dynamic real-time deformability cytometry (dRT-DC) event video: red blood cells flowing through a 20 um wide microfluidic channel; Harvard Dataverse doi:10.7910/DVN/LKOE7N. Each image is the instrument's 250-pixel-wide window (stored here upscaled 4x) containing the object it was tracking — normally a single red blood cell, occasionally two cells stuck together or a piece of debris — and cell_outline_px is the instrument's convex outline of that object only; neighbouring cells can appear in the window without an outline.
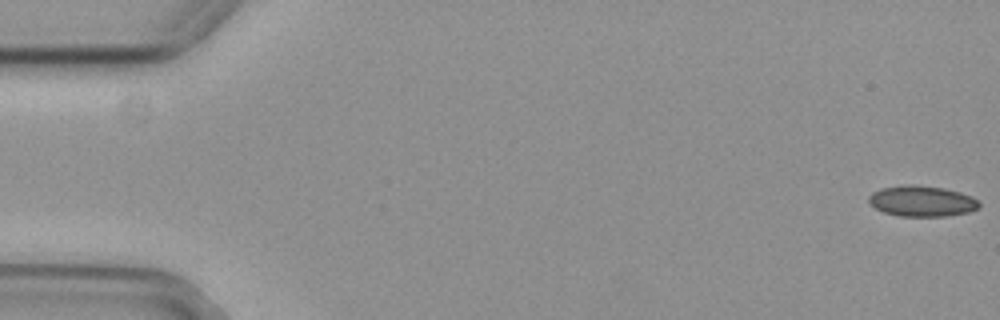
{"species": "common noctule bat (a hibernating species)", "species_latin": "Nyctalus noctula", "temperature_condition": "cold", "stored_images_in_passage": 37, "camera_frame_rate_fps": 3000, "um_per_image_px": 0.085, "animal": {"sex": "female", "body_mass_g": 29.2, "forearm_length_mm": 56.3}, "frame": {"image": 1, "passage_image": 1, "time_ms": 0.0, "image_size_px": [1000, 320], "cell_outline_px": [[980, 204], [976, 208], [968, 212], [944, 216], [900, 216], [884, 212], [876, 208], [868, 200], [868, 196], [872, 192], [880, 188], [912, 184], [944, 188], [960, 192], [972, 196]], "centroid_in_image_um": [78.34, 17.08], "position_along_channel_um": 6.7, "area_um2": 19.59}}
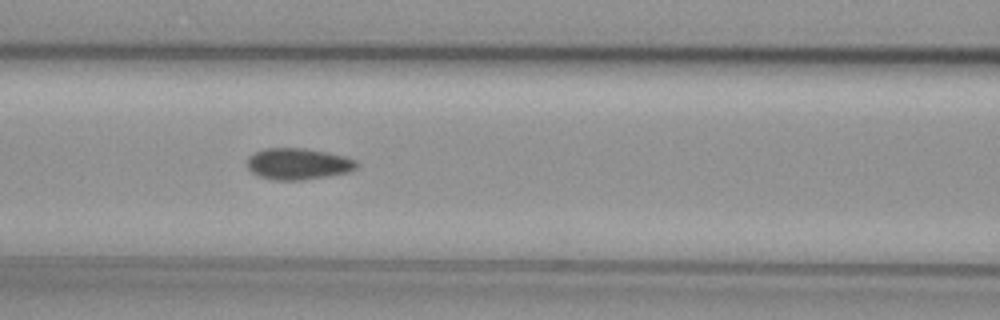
{"frame": {"image": 2, "passage_image": 24, "time_ms": 7.667, "image_size_px": [1000, 320], "cell_outline_px": [[360, 164], [356, 168], [348, 172], [328, 176], [304, 180], [272, 180], [260, 176], [252, 172], [248, 168], [248, 156], [264, 148], [304, 148], [328, 152], [344, 156], [356, 160]], "centroid_in_image_um": [25.36, 13.93], "position_along_channel_um": 141.2, "area_um2": 20.11}}
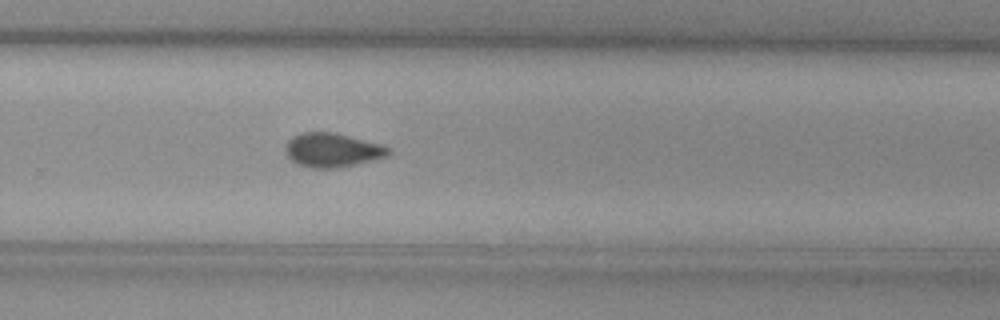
{"frame": {"image": 3, "passage_image": 37, "time_ms": 12.0, "image_size_px": [1000, 320], "cell_outline_px": [[392, 152], [388, 156], [336, 168], [308, 168], [292, 160], [288, 156], [284, 148], [288, 140], [292, 136], [300, 132], [336, 132], [384, 144], [392, 148]], "centroid_in_image_um": [28.28, 12.73], "position_along_channel_um": 301.5, "area_um2": 20.69}}